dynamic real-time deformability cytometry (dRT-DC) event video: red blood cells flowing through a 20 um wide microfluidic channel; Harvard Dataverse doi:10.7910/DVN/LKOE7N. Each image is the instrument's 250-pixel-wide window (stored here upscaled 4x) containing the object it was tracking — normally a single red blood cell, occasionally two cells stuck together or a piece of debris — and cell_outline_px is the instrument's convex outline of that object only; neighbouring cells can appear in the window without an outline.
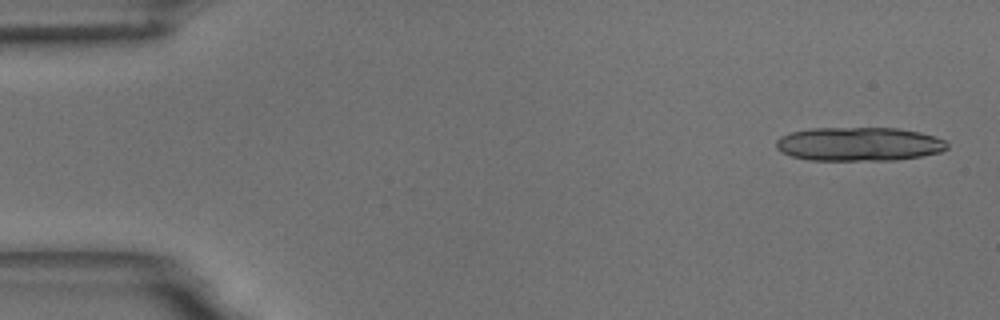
{"species": "common noctule bat (a hibernating species)", "species_latin": "Nyctalus noctula", "temperature_condition": "room temperature", "stored_images_in_passage": 14, "camera_frame_rate_fps": 3000, "um_per_image_px": 0.085, "animal": {"sex": "male", "body_mass_g": 18.8}, "frame": {"image": 1, "passage_image": 1, "time_ms": 0.0, "image_size_px": [1000, 320], "cell_outline_px": [[948, 148], [940, 152], [924, 156], [892, 160], [808, 160], [792, 156], [780, 152], [776, 148], [776, 140], [780, 136], [788, 132], [812, 128], [900, 128], [920, 132], [944, 140], [948, 144]], "centroid_in_image_um": [72.98, 12.24], "position_along_channel_um": 12.0, "area_um2": 33.93}}